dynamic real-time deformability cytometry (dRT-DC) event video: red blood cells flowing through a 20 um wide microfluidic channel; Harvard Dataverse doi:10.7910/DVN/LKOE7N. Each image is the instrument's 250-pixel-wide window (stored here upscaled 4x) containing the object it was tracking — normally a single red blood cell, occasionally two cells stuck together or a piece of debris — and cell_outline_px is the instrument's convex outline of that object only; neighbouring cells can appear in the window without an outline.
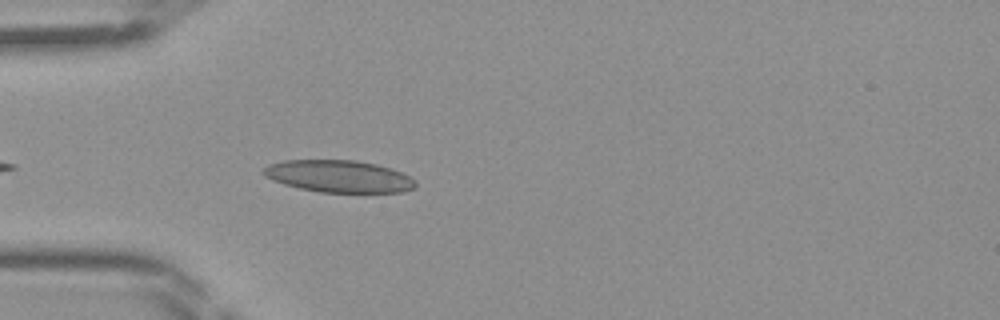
{"species": "Egyptian fruit bat (a non-hibernating species)", "species_latin": "Rousettus aegyptiacus", "temperature_condition": "room temperature", "stored_images_in_passage": 33, "camera_frame_rate_fps": 3000, "um_per_image_px": 0.085, "frame": {"image": 1, "passage_image": 3, "time_ms": 0.667, "image_size_px": [1000, 320], "cell_outline_px": [[416, 184], [412, 188], [404, 192], [320, 192], [300, 188], [284, 184], [272, 180], [264, 176], [260, 172], [268, 164], [284, 160], [356, 160], [376, 164], [392, 168], [416, 180]], "centroid_in_image_um": [28.77, 14.98], "position_along_channel_um": 56.2, "area_um2": 28.5}}
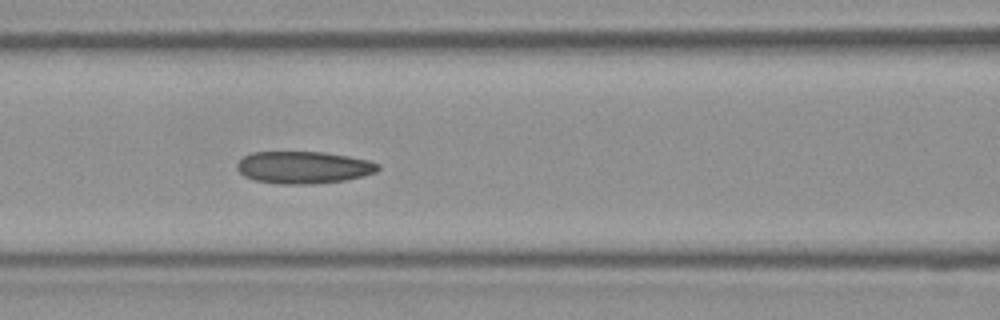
{"frame": {"image": 2, "passage_image": 9, "time_ms": 2.667, "image_size_px": [1000, 320], "cell_outline_px": [[380, 168], [376, 172], [364, 176], [344, 180], [312, 184], [276, 184], [256, 180], [244, 176], [236, 168], [236, 164], [244, 156], [252, 152], [324, 152], [348, 156], [368, 160], [380, 164]], "centroid_in_image_um": [25.8, 14.23], "position_along_channel_um": 140.8, "area_um2": 26.53}}
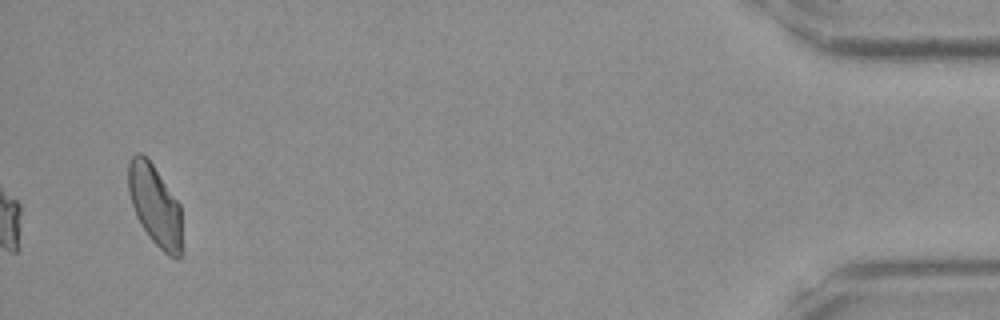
{"frame": {"image": 3, "passage_image": 33, "time_ms": 10.667, "image_size_px": [1000, 320], "cell_outline_px": [[184, 252], [176, 260], [168, 256], [152, 240], [140, 224], [136, 216], [128, 192], [128, 164], [132, 156], [136, 152], [140, 152], [152, 164], [180, 204]], "centroid_in_image_um": [13.21, 17.52], "position_along_channel_um": 422.0, "area_um2": 25.66}}